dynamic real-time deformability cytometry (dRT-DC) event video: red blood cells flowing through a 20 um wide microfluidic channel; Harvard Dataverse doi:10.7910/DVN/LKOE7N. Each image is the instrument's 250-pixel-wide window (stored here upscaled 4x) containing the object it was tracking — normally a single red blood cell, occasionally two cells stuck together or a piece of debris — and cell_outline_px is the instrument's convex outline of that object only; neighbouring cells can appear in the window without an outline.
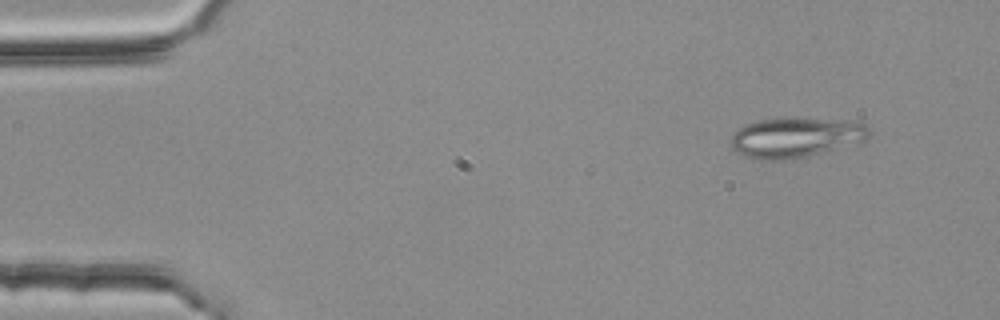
{"species": "common noctule bat (a hibernating species)", "species_latin": "Nyctalus noctula", "temperature_condition": "room temperature", "stored_images_in_passage": 3, "camera_frame_rate_fps": 3000, "um_per_image_px": 0.085, "animal": {"sex": "female", "body_mass_g": 25.1}, "frame": {"image": 1, "passage_image": 1, "time_ms": 0.0, "image_size_px": [1000, 320], "cell_outline_px": [[872, 132], [864, 140], [820, 152], [804, 156], [780, 160], [760, 160], [744, 156], [732, 152], [732, 136], [744, 124], [760, 120], [792, 116], [856, 120], [864, 124]], "centroid_in_image_um": [67.62, 11.63], "position_along_channel_um": 17.4, "area_um2": 32.54}}